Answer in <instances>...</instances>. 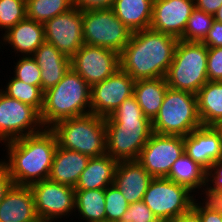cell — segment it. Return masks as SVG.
<instances>
[{
    "mask_svg": "<svg viewBox=\"0 0 222 222\" xmlns=\"http://www.w3.org/2000/svg\"><path fill=\"white\" fill-rule=\"evenodd\" d=\"M13 185L14 182L9 175L7 168L0 162V203Z\"/></svg>",
    "mask_w": 222,
    "mask_h": 222,
    "instance_id": "cell-41",
    "label": "cell"
},
{
    "mask_svg": "<svg viewBox=\"0 0 222 222\" xmlns=\"http://www.w3.org/2000/svg\"><path fill=\"white\" fill-rule=\"evenodd\" d=\"M208 81H222V47L208 48Z\"/></svg>",
    "mask_w": 222,
    "mask_h": 222,
    "instance_id": "cell-37",
    "label": "cell"
},
{
    "mask_svg": "<svg viewBox=\"0 0 222 222\" xmlns=\"http://www.w3.org/2000/svg\"><path fill=\"white\" fill-rule=\"evenodd\" d=\"M185 153L184 137L152 133L138 157V162L153 178H165L172 165Z\"/></svg>",
    "mask_w": 222,
    "mask_h": 222,
    "instance_id": "cell-12",
    "label": "cell"
},
{
    "mask_svg": "<svg viewBox=\"0 0 222 222\" xmlns=\"http://www.w3.org/2000/svg\"><path fill=\"white\" fill-rule=\"evenodd\" d=\"M184 151L206 170L222 158L221 131L215 126H201L184 136Z\"/></svg>",
    "mask_w": 222,
    "mask_h": 222,
    "instance_id": "cell-17",
    "label": "cell"
},
{
    "mask_svg": "<svg viewBox=\"0 0 222 222\" xmlns=\"http://www.w3.org/2000/svg\"><path fill=\"white\" fill-rule=\"evenodd\" d=\"M205 183L213 189L222 190V158L212 163L210 168L206 170Z\"/></svg>",
    "mask_w": 222,
    "mask_h": 222,
    "instance_id": "cell-38",
    "label": "cell"
},
{
    "mask_svg": "<svg viewBox=\"0 0 222 222\" xmlns=\"http://www.w3.org/2000/svg\"><path fill=\"white\" fill-rule=\"evenodd\" d=\"M192 193L166 177L153 178L142 201L161 222H168L193 207L195 194Z\"/></svg>",
    "mask_w": 222,
    "mask_h": 222,
    "instance_id": "cell-9",
    "label": "cell"
},
{
    "mask_svg": "<svg viewBox=\"0 0 222 222\" xmlns=\"http://www.w3.org/2000/svg\"><path fill=\"white\" fill-rule=\"evenodd\" d=\"M168 222H202L200 215L191 208L188 212L179 215Z\"/></svg>",
    "mask_w": 222,
    "mask_h": 222,
    "instance_id": "cell-43",
    "label": "cell"
},
{
    "mask_svg": "<svg viewBox=\"0 0 222 222\" xmlns=\"http://www.w3.org/2000/svg\"><path fill=\"white\" fill-rule=\"evenodd\" d=\"M133 80L119 68L114 74L91 87V113L109 117L119 105L134 93Z\"/></svg>",
    "mask_w": 222,
    "mask_h": 222,
    "instance_id": "cell-14",
    "label": "cell"
},
{
    "mask_svg": "<svg viewBox=\"0 0 222 222\" xmlns=\"http://www.w3.org/2000/svg\"><path fill=\"white\" fill-rule=\"evenodd\" d=\"M213 17H214V20L222 23V5H221L220 8L215 12V14L213 15Z\"/></svg>",
    "mask_w": 222,
    "mask_h": 222,
    "instance_id": "cell-45",
    "label": "cell"
},
{
    "mask_svg": "<svg viewBox=\"0 0 222 222\" xmlns=\"http://www.w3.org/2000/svg\"><path fill=\"white\" fill-rule=\"evenodd\" d=\"M38 220L31 188L14 184L0 203V222H37Z\"/></svg>",
    "mask_w": 222,
    "mask_h": 222,
    "instance_id": "cell-19",
    "label": "cell"
},
{
    "mask_svg": "<svg viewBox=\"0 0 222 222\" xmlns=\"http://www.w3.org/2000/svg\"><path fill=\"white\" fill-rule=\"evenodd\" d=\"M35 211L39 220L55 222L75 212V189L49 179L33 183Z\"/></svg>",
    "mask_w": 222,
    "mask_h": 222,
    "instance_id": "cell-11",
    "label": "cell"
},
{
    "mask_svg": "<svg viewBox=\"0 0 222 222\" xmlns=\"http://www.w3.org/2000/svg\"><path fill=\"white\" fill-rule=\"evenodd\" d=\"M208 47L202 42L178 40L173 60L165 75L170 89L195 94L208 81Z\"/></svg>",
    "mask_w": 222,
    "mask_h": 222,
    "instance_id": "cell-6",
    "label": "cell"
},
{
    "mask_svg": "<svg viewBox=\"0 0 222 222\" xmlns=\"http://www.w3.org/2000/svg\"><path fill=\"white\" fill-rule=\"evenodd\" d=\"M202 222H222V215L212 211H196Z\"/></svg>",
    "mask_w": 222,
    "mask_h": 222,
    "instance_id": "cell-44",
    "label": "cell"
},
{
    "mask_svg": "<svg viewBox=\"0 0 222 222\" xmlns=\"http://www.w3.org/2000/svg\"><path fill=\"white\" fill-rule=\"evenodd\" d=\"M201 126L196 95L168 88L159 112L152 120L153 132L184 137Z\"/></svg>",
    "mask_w": 222,
    "mask_h": 222,
    "instance_id": "cell-7",
    "label": "cell"
},
{
    "mask_svg": "<svg viewBox=\"0 0 222 222\" xmlns=\"http://www.w3.org/2000/svg\"><path fill=\"white\" fill-rule=\"evenodd\" d=\"M89 160L90 157L80 152L57 146L48 179L75 188Z\"/></svg>",
    "mask_w": 222,
    "mask_h": 222,
    "instance_id": "cell-22",
    "label": "cell"
},
{
    "mask_svg": "<svg viewBox=\"0 0 222 222\" xmlns=\"http://www.w3.org/2000/svg\"><path fill=\"white\" fill-rule=\"evenodd\" d=\"M3 144L7 159H0V162L15 185L30 186L49 178L58 146L56 135L50 128Z\"/></svg>",
    "mask_w": 222,
    "mask_h": 222,
    "instance_id": "cell-1",
    "label": "cell"
},
{
    "mask_svg": "<svg viewBox=\"0 0 222 222\" xmlns=\"http://www.w3.org/2000/svg\"><path fill=\"white\" fill-rule=\"evenodd\" d=\"M153 177L137 160L118 161L113 185L129 204L142 201Z\"/></svg>",
    "mask_w": 222,
    "mask_h": 222,
    "instance_id": "cell-18",
    "label": "cell"
},
{
    "mask_svg": "<svg viewBox=\"0 0 222 222\" xmlns=\"http://www.w3.org/2000/svg\"><path fill=\"white\" fill-rule=\"evenodd\" d=\"M90 113L91 86L71 67L59 83L44 91L40 118L45 128L60 120Z\"/></svg>",
    "mask_w": 222,
    "mask_h": 222,
    "instance_id": "cell-4",
    "label": "cell"
},
{
    "mask_svg": "<svg viewBox=\"0 0 222 222\" xmlns=\"http://www.w3.org/2000/svg\"><path fill=\"white\" fill-rule=\"evenodd\" d=\"M119 222H161L143 201L131 203Z\"/></svg>",
    "mask_w": 222,
    "mask_h": 222,
    "instance_id": "cell-36",
    "label": "cell"
},
{
    "mask_svg": "<svg viewBox=\"0 0 222 222\" xmlns=\"http://www.w3.org/2000/svg\"><path fill=\"white\" fill-rule=\"evenodd\" d=\"M32 57L41 70V89L43 91L59 83L70 69V58L46 41L37 48Z\"/></svg>",
    "mask_w": 222,
    "mask_h": 222,
    "instance_id": "cell-20",
    "label": "cell"
},
{
    "mask_svg": "<svg viewBox=\"0 0 222 222\" xmlns=\"http://www.w3.org/2000/svg\"><path fill=\"white\" fill-rule=\"evenodd\" d=\"M154 0H115L114 14L132 31L150 27Z\"/></svg>",
    "mask_w": 222,
    "mask_h": 222,
    "instance_id": "cell-25",
    "label": "cell"
},
{
    "mask_svg": "<svg viewBox=\"0 0 222 222\" xmlns=\"http://www.w3.org/2000/svg\"><path fill=\"white\" fill-rule=\"evenodd\" d=\"M208 48L222 47V23L216 20L213 21L211 29L207 36L202 41Z\"/></svg>",
    "mask_w": 222,
    "mask_h": 222,
    "instance_id": "cell-40",
    "label": "cell"
},
{
    "mask_svg": "<svg viewBox=\"0 0 222 222\" xmlns=\"http://www.w3.org/2000/svg\"><path fill=\"white\" fill-rule=\"evenodd\" d=\"M50 129L61 148L80 152L90 158L106 154V125L103 117L90 113L63 119Z\"/></svg>",
    "mask_w": 222,
    "mask_h": 222,
    "instance_id": "cell-5",
    "label": "cell"
},
{
    "mask_svg": "<svg viewBox=\"0 0 222 222\" xmlns=\"http://www.w3.org/2000/svg\"><path fill=\"white\" fill-rule=\"evenodd\" d=\"M195 8L214 15L222 5V0H194Z\"/></svg>",
    "mask_w": 222,
    "mask_h": 222,
    "instance_id": "cell-42",
    "label": "cell"
},
{
    "mask_svg": "<svg viewBox=\"0 0 222 222\" xmlns=\"http://www.w3.org/2000/svg\"><path fill=\"white\" fill-rule=\"evenodd\" d=\"M214 17L202 10L194 9L190 15L183 36L186 42H202L213 24Z\"/></svg>",
    "mask_w": 222,
    "mask_h": 222,
    "instance_id": "cell-31",
    "label": "cell"
},
{
    "mask_svg": "<svg viewBox=\"0 0 222 222\" xmlns=\"http://www.w3.org/2000/svg\"><path fill=\"white\" fill-rule=\"evenodd\" d=\"M166 178L187 187L194 194L205 184L206 169L184 153L172 165Z\"/></svg>",
    "mask_w": 222,
    "mask_h": 222,
    "instance_id": "cell-27",
    "label": "cell"
},
{
    "mask_svg": "<svg viewBox=\"0 0 222 222\" xmlns=\"http://www.w3.org/2000/svg\"><path fill=\"white\" fill-rule=\"evenodd\" d=\"M15 63L14 77L28 85L41 88V70L32 56H22Z\"/></svg>",
    "mask_w": 222,
    "mask_h": 222,
    "instance_id": "cell-34",
    "label": "cell"
},
{
    "mask_svg": "<svg viewBox=\"0 0 222 222\" xmlns=\"http://www.w3.org/2000/svg\"><path fill=\"white\" fill-rule=\"evenodd\" d=\"M217 127L220 129V131H222V123Z\"/></svg>",
    "mask_w": 222,
    "mask_h": 222,
    "instance_id": "cell-46",
    "label": "cell"
},
{
    "mask_svg": "<svg viewBox=\"0 0 222 222\" xmlns=\"http://www.w3.org/2000/svg\"><path fill=\"white\" fill-rule=\"evenodd\" d=\"M70 67L92 87L120 68V54L108 48L84 44L70 58Z\"/></svg>",
    "mask_w": 222,
    "mask_h": 222,
    "instance_id": "cell-13",
    "label": "cell"
},
{
    "mask_svg": "<svg viewBox=\"0 0 222 222\" xmlns=\"http://www.w3.org/2000/svg\"><path fill=\"white\" fill-rule=\"evenodd\" d=\"M11 78L4 87L6 89L0 90L8 97L30 105L41 113L44 104V91L38 86L26 84L14 76Z\"/></svg>",
    "mask_w": 222,
    "mask_h": 222,
    "instance_id": "cell-30",
    "label": "cell"
},
{
    "mask_svg": "<svg viewBox=\"0 0 222 222\" xmlns=\"http://www.w3.org/2000/svg\"><path fill=\"white\" fill-rule=\"evenodd\" d=\"M168 88L165 77L135 80L133 95L143 115L151 121L158 114Z\"/></svg>",
    "mask_w": 222,
    "mask_h": 222,
    "instance_id": "cell-26",
    "label": "cell"
},
{
    "mask_svg": "<svg viewBox=\"0 0 222 222\" xmlns=\"http://www.w3.org/2000/svg\"><path fill=\"white\" fill-rule=\"evenodd\" d=\"M44 128L40 113L34 107L0 90V143L38 133Z\"/></svg>",
    "mask_w": 222,
    "mask_h": 222,
    "instance_id": "cell-10",
    "label": "cell"
},
{
    "mask_svg": "<svg viewBox=\"0 0 222 222\" xmlns=\"http://www.w3.org/2000/svg\"><path fill=\"white\" fill-rule=\"evenodd\" d=\"M178 40L151 28L132 32L120 53V68L133 80L165 77Z\"/></svg>",
    "mask_w": 222,
    "mask_h": 222,
    "instance_id": "cell-2",
    "label": "cell"
},
{
    "mask_svg": "<svg viewBox=\"0 0 222 222\" xmlns=\"http://www.w3.org/2000/svg\"><path fill=\"white\" fill-rule=\"evenodd\" d=\"M25 18L26 0H0V31L6 33Z\"/></svg>",
    "mask_w": 222,
    "mask_h": 222,
    "instance_id": "cell-32",
    "label": "cell"
},
{
    "mask_svg": "<svg viewBox=\"0 0 222 222\" xmlns=\"http://www.w3.org/2000/svg\"><path fill=\"white\" fill-rule=\"evenodd\" d=\"M129 203L113 184L105 189L106 222H119Z\"/></svg>",
    "mask_w": 222,
    "mask_h": 222,
    "instance_id": "cell-33",
    "label": "cell"
},
{
    "mask_svg": "<svg viewBox=\"0 0 222 222\" xmlns=\"http://www.w3.org/2000/svg\"><path fill=\"white\" fill-rule=\"evenodd\" d=\"M118 161L104 154L90 158L75 186V191L106 189L114 183Z\"/></svg>",
    "mask_w": 222,
    "mask_h": 222,
    "instance_id": "cell-23",
    "label": "cell"
},
{
    "mask_svg": "<svg viewBox=\"0 0 222 222\" xmlns=\"http://www.w3.org/2000/svg\"><path fill=\"white\" fill-rule=\"evenodd\" d=\"M196 97L202 126H219L222 123V81H207Z\"/></svg>",
    "mask_w": 222,
    "mask_h": 222,
    "instance_id": "cell-24",
    "label": "cell"
},
{
    "mask_svg": "<svg viewBox=\"0 0 222 222\" xmlns=\"http://www.w3.org/2000/svg\"><path fill=\"white\" fill-rule=\"evenodd\" d=\"M45 41L71 58L84 45L82 11L76 7L57 15L44 24Z\"/></svg>",
    "mask_w": 222,
    "mask_h": 222,
    "instance_id": "cell-15",
    "label": "cell"
},
{
    "mask_svg": "<svg viewBox=\"0 0 222 222\" xmlns=\"http://www.w3.org/2000/svg\"><path fill=\"white\" fill-rule=\"evenodd\" d=\"M76 214L86 222H106L105 189L75 191Z\"/></svg>",
    "mask_w": 222,
    "mask_h": 222,
    "instance_id": "cell-28",
    "label": "cell"
},
{
    "mask_svg": "<svg viewBox=\"0 0 222 222\" xmlns=\"http://www.w3.org/2000/svg\"><path fill=\"white\" fill-rule=\"evenodd\" d=\"M202 189L204 191H202ZM200 191L203 192L200 195L205 194L204 195L205 199L201 198V201L204 200L201 203V201L199 202L198 199L196 200L194 198V203L192 208L195 211H212L222 215V190L213 189L212 187H210L205 183L201 187Z\"/></svg>",
    "mask_w": 222,
    "mask_h": 222,
    "instance_id": "cell-35",
    "label": "cell"
},
{
    "mask_svg": "<svg viewBox=\"0 0 222 222\" xmlns=\"http://www.w3.org/2000/svg\"><path fill=\"white\" fill-rule=\"evenodd\" d=\"M132 31L110 9L82 11L84 44L108 48L121 53Z\"/></svg>",
    "mask_w": 222,
    "mask_h": 222,
    "instance_id": "cell-8",
    "label": "cell"
},
{
    "mask_svg": "<svg viewBox=\"0 0 222 222\" xmlns=\"http://www.w3.org/2000/svg\"><path fill=\"white\" fill-rule=\"evenodd\" d=\"M3 44H9L21 56H32L37 48L45 42L44 25L29 18L18 22L2 35Z\"/></svg>",
    "mask_w": 222,
    "mask_h": 222,
    "instance_id": "cell-21",
    "label": "cell"
},
{
    "mask_svg": "<svg viewBox=\"0 0 222 222\" xmlns=\"http://www.w3.org/2000/svg\"><path fill=\"white\" fill-rule=\"evenodd\" d=\"M73 7V0H26V17L44 24Z\"/></svg>",
    "mask_w": 222,
    "mask_h": 222,
    "instance_id": "cell-29",
    "label": "cell"
},
{
    "mask_svg": "<svg viewBox=\"0 0 222 222\" xmlns=\"http://www.w3.org/2000/svg\"><path fill=\"white\" fill-rule=\"evenodd\" d=\"M115 0H73V6L81 11L110 9Z\"/></svg>",
    "mask_w": 222,
    "mask_h": 222,
    "instance_id": "cell-39",
    "label": "cell"
},
{
    "mask_svg": "<svg viewBox=\"0 0 222 222\" xmlns=\"http://www.w3.org/2000/svg\"><path fill=\"white\" fill-rule=\"evenodd\" d=\"M194 9V0H154L149 28L180 39Z\"/></svg>",
    "mask_w": 222,
    "mask_h": 222,
    "instance_id": "cell-16",
    "label": "cell"
},
{
    "mask_svg": "<svg viewBox=\"0 0 222 222\" xmlns=\"http://www.w3.org/2000/svg\"><path fill=\"white\" fill-rule=\"evenodd\" d=\"M105 125L106 154L117 161L138 160L153 133L152 121L143 115L134 95L105 118Z\"/></svg>",
    "mask_w": 222,
    "mask_h": 222,
    "instance_id": "cell-3",
    "label": "cell"
}]
</instances>
